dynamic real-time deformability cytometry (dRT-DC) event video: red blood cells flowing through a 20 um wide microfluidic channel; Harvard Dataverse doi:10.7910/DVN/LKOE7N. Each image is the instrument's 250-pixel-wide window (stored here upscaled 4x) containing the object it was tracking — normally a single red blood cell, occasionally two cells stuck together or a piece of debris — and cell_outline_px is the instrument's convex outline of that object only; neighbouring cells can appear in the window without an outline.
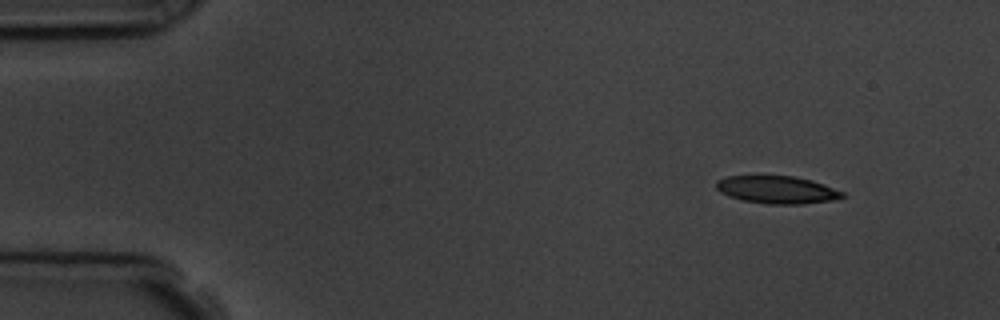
{"species": "common noctule bat (a hibernating species)", "species_latin": "Nyctalus noctula", "temperature_condition": "room temperature", "stored_images_in_passage": 3, "camera_frame_rate_fps": 3000, "um_per_image_px": 0.085, "animal": {"sex": "male", "body_mass_g": 19.5, "forearm_length_mm": 54.6}, "frame": {"image": 1, "passage_image": 1, "time_ms": 0.0, "image_size_px": [1000, 320], "cell_outline_px": [[844, 196], [832, 200], [804, 204], [768, 204], [744, 200], [728, 196], [720, 192], [716, 188], [716, 180], [728, 176], [792, 176], [812, 180], [824, 184], [844, 192]], "centroid_in_image_um": [66.04, 16.13], "position_along_channel_um": 19.0, "area_um2": 20.23}}